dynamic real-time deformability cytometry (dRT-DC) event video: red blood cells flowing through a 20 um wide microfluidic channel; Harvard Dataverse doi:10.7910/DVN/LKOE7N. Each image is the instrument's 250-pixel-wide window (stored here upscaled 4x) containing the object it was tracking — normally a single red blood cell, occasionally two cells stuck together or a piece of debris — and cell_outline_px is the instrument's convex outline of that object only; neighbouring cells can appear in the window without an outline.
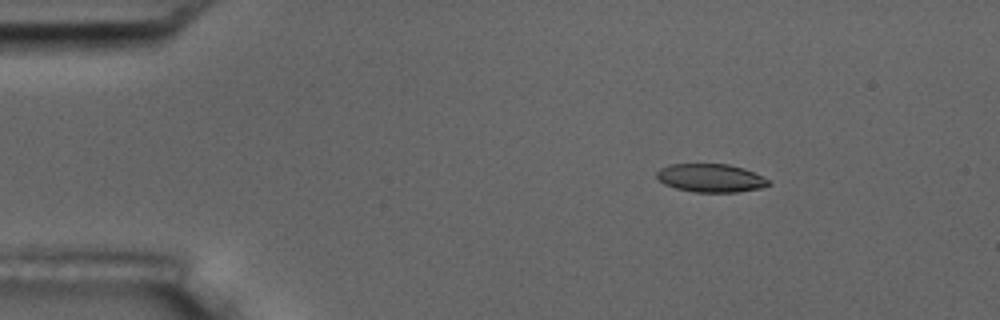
{"species": "common noctule bat (a hibernating species)", "species_latin": "Nyctalus noctula", "temperature_condition": "room temperature", "stored_images_in_passage": 5, "camera_frame_rate_fps": 3000, "um_per_image_px": 0.085, "animal": {"sex": "male", "body_mass_g": 17.5, "forearm_length_mm": 52.3}, "frame": {"image": 1, "passage_image": 2, "time_ms": 1.333, "image_size_px": [1000, 320], "cell_outline_px": [[772, 184], [760, 188], [736, 192], [696, 192], [676, 188], [664, 184], [656, 176], [656, 172], [660, 168], [672, 164], [728, 164], [744, 168], [772, 180]], "centroid_in_image_um": [60.45, 15.13], "position_along_channel_um": 24.6, "area_um2": 18.5}}
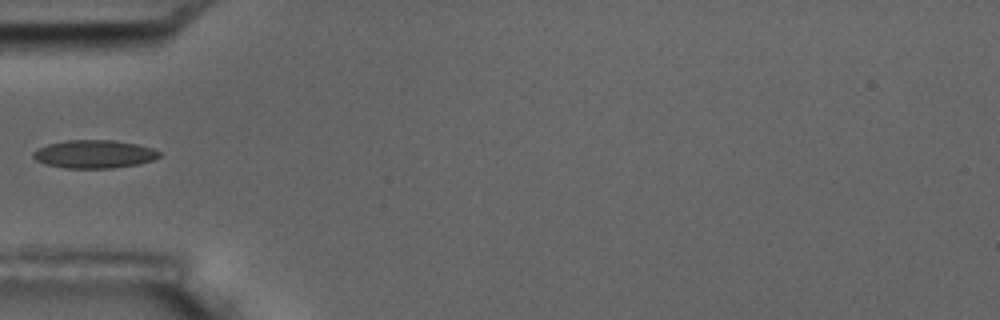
{"frame": {"image": 2, "passage_image": 5, "time_ms": 4.667, "image_size_px": [1000, 320], "cell_outline_px": [[160, 156], [152, 160], [136, 164], [112, 168], [64, 168], [44, 164], [36, 160], [32, 156], [32, 152], [48, 144], [68, 140], [116, 140], [136, 144], [152, 148], [160, 152]], "centroid_in_image_um": [7.98, 13.1], "position_along_channel_um": 77.0, "area_um2": 20.58}}